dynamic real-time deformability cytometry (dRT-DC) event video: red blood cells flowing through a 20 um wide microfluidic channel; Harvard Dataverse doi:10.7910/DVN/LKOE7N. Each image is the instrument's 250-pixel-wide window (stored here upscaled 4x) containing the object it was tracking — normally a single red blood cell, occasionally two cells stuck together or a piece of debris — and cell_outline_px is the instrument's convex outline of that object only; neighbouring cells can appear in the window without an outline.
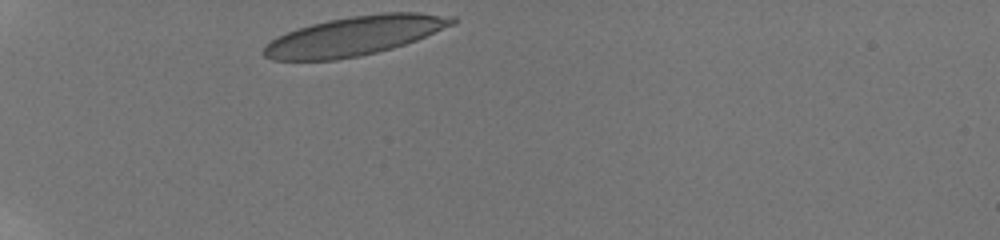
{"species": "human", "species_latin": "Homo sapiens", "temperature_condition": "room temperature", "stored_images_in_passage": 5, "camera_frame_rate_fps": 3000, "um_per_image_px": 0.085, "donor": {"sex": "male"}, "frame": {"image": 1, "passage_image": 1, "time_ms": 0.0, "image_size_px": [1000, 240], "cell_outline_px": [[456, 24], [416, 40], [392, 48], [360, 56], [336, 60], [272, 60], [264, 56], [260, 52], [264, 44], [296, 28], [328, 20], [352, 16], [384, 12], [420, 12], [456, 16]], "centroid_in_image_um": [30.16, 3.04], "position_along_channel_um": 54.8, "area_um2": 43.23}}